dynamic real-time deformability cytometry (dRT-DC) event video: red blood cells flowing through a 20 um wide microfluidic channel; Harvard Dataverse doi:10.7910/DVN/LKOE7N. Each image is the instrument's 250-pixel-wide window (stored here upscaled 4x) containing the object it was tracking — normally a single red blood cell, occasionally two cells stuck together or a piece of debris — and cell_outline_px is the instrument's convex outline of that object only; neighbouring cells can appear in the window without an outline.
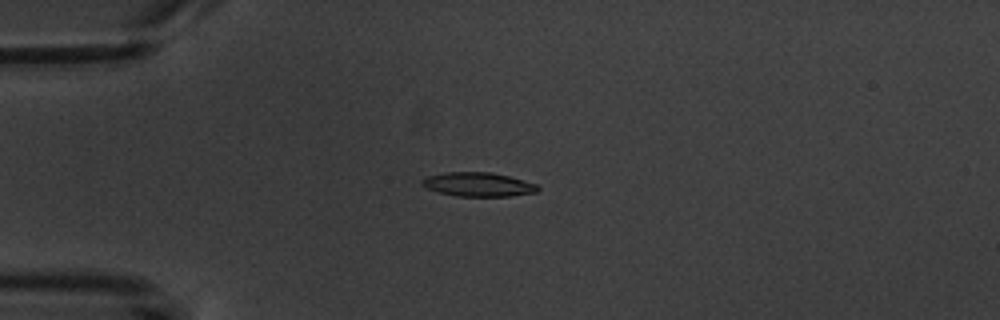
{"species": "common noctule bat (a hibernating species)", "species_latin": "Nyctalus noctula", "temperature_condition": "warm", "stored_images_in_passage": 10, "camera_frame_rate_fps": 3000, "um_per_image_px": 0.085, "animal": {"sex": "male", "body_mass_g": 20.1, "forearm_length_mm": 53.5}, "frame": {"image": 1, "passage_image": 5, "time_ms": 4.667, "image_size_px": [1000, 320], "cell_outline_px": [[540, 188], [536, 192], [512, 196], [456, 196], [440, 192], [428, 188], [420, 184], [420, 180], [428, 176], [448, 172], [492, 172], [508, 176], [536, 184]], "centroid_in_image_um": [40.64, 15.68], "position_along_channel_um": 44.4, "area_um2": 16.07}}
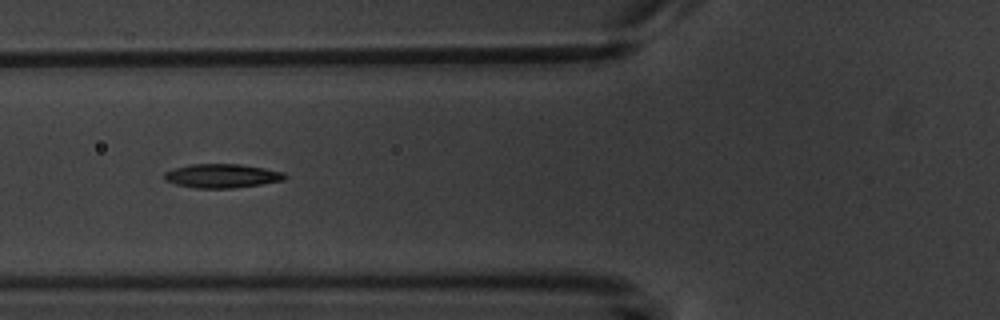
{"frame": {"image": 2, "passage_image": 7, "time_ms": 7.0, "image_size_px": [1000, 320], "cell_outline_px": [[288, 176], [284, 180], [260, 184], [232, 188], [196, 188], [176, 184], [164, 180], [164, 172], [176, 168], [192, 164], [240, 164], [264, 168], [284, 172]], "centroid_in_image_um": [18.88, 14.95], "position_along_channel_um": 106.9, "area_um2": 16.7}}